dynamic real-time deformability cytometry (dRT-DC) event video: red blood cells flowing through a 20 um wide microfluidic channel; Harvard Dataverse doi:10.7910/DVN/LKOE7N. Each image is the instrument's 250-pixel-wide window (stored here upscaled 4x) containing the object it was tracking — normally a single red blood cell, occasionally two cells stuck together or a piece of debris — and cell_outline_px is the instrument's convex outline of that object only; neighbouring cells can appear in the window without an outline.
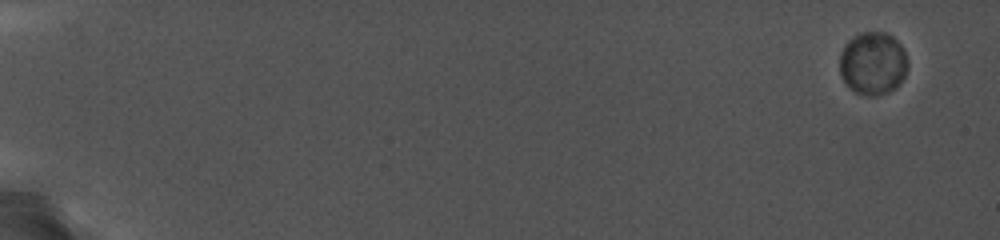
{"species": "common noctule bat (a hibernating species)", "species_latin": "Nyctalus noctula", "temperature_condition": "cold", "stored_images_in_passage": 13, "camera_frame_rate_fps": 5000, "um_per_image_px": 0.085, "animal": {"sex": "female", "body_mass_g": 19.0, "forearm_length_mm": 56.7}, "frame": {"image": 1, "passage_image": 2, "time_ms": 0.8, "image_size_px": [1000, 240], "cell_outline_px": [[908, 68], [900, 84], [896, 88], [888, 92], [876, 96], [872, 96], [856, 92], [848, 88], [844, 84], [840, 72], [840, 52], [844, 44], [852, 36], [860, 32], [888, 32], [904, 48], [908, 60]], "centroid_in_image_um": [74.19, 5.38], "position_along_channel_um": 10.8, "area_um2": 25.49}}
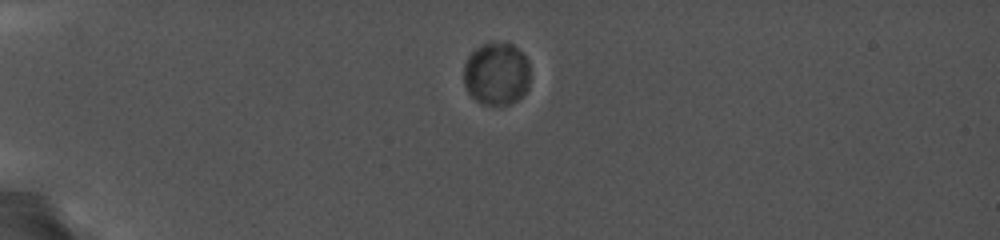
{"frame": {"image": 2, "passage_image": 9, "time_ms": 5.6, "image_size_px": [1000, 240], "cell_outline_px": [[528, 88], [524, 92], [512, 100], [492, 104], [480, 100], [464, 84], [464, 64], [468, 56], [476, 48], [484, 44], [512, 44], [528, 60]], "centroid_in_image_um": [42.2, 6.2], "position_along_channel_um": 42.8, "area_um2": 22.83}}